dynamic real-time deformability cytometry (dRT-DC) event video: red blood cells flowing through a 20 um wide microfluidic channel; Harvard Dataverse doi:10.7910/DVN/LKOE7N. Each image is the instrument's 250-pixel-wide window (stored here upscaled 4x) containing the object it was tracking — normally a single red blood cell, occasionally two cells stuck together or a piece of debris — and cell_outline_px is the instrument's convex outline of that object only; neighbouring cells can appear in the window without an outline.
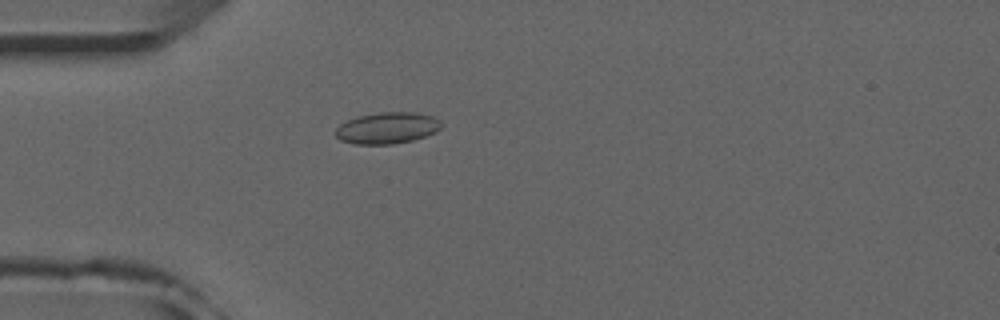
{"species": "common noctule bat (a hibernating species)", "species_latin": "Nyctalus noctula", "temperature_condition": "room temperature", "stored_images_in_passage": 9, "camera_frame_rate_fps": 3000, "um_per_image_px": 0.085, "animal": {"sex": "male", "forearm_length_mm": 52.5}, "frame": {"image": 1, "passage_image": 4, "time_ms": 1.0, "image_size_px": [1000, 320], "cell_outline_px": [[440, 128], [436, 132], [412, 140], [392, 144], [356, 144], [340, 140], [336, 136], [336, 128], [340, 124], [356, 116], [380, 112], [416, 112], [432, 116], [440, 120]], "centroid_in_image_um": [32.9, 10.87], "position_along_channel_um": 52.1, "area_um2": 19.31}}
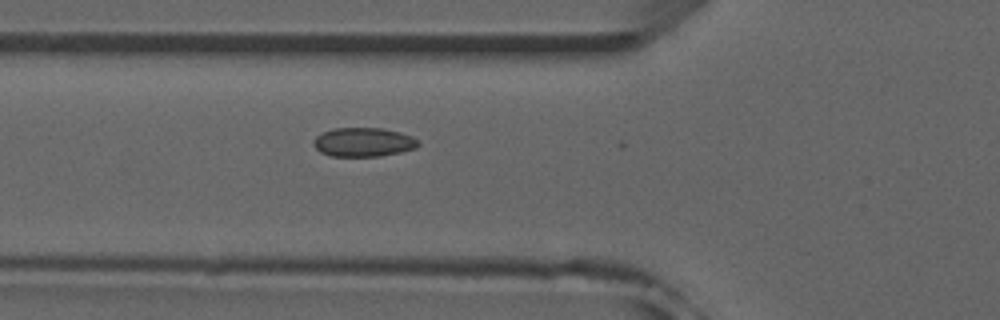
{"frame": {"image": 2, "passage_image": 8, "time_ms": 2.333, "image_size_px": [1000, 320], "cell_outline_px": [[420, 144], [416, 148], [400, 152], [380, 156], [332, 156], [320, 152], [312, 144], [312, 140], [316, 136], [332, 128], [380, 128], [400, 132], [412, 136]], "centroid_in_image_um": [30.87, 12.08], "position_along_channel_um": 94.9, "area_um2": 17.69}}